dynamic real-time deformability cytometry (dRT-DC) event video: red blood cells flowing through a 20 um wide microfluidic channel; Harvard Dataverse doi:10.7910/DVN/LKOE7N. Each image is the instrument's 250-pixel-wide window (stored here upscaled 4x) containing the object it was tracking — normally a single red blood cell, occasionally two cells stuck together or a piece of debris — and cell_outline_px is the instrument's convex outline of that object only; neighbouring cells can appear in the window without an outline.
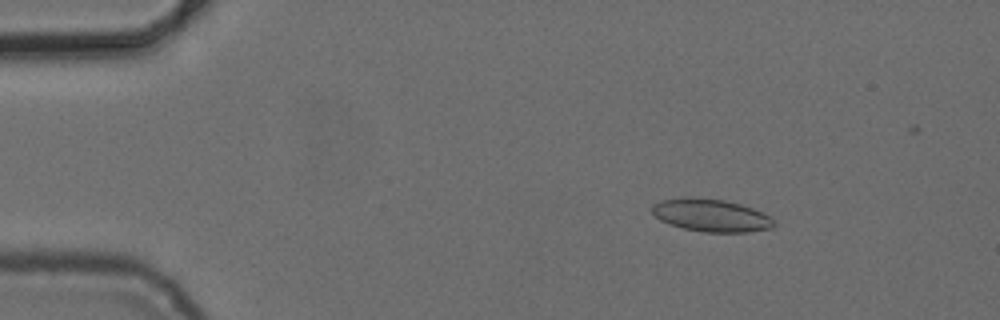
{"species": "common noctule bat (a hibernating species)", "species_latin": "Nyctalus noctula", "temperature_condition": "cold", "stored_images_in_passage": 5, "camera_frame_rate_fps": 3000, "um_per_image_px": 0.085, "animal": {"sex": "female", "body_mass_g": 24.6, "forearm_length_mm": 56.2}, "frame": {"image": 1, "passage_image": 3, "time_ms": 2.0, "image_size_px": [1000, 320], "cell_outline_px": [[776, 224], [772, 228], [748, 232], [704, 232], [684, 228], [668, 224], [660, 220], [652, 212], [652, 204], [660, 200], [688, 196], [724, 200], [740, 204], [752, 208], [768, 216]], "centroid_in_image_um": [60.4, 18.29], "position_along_channel_um": 24.6, "area_um2": 23.18}}